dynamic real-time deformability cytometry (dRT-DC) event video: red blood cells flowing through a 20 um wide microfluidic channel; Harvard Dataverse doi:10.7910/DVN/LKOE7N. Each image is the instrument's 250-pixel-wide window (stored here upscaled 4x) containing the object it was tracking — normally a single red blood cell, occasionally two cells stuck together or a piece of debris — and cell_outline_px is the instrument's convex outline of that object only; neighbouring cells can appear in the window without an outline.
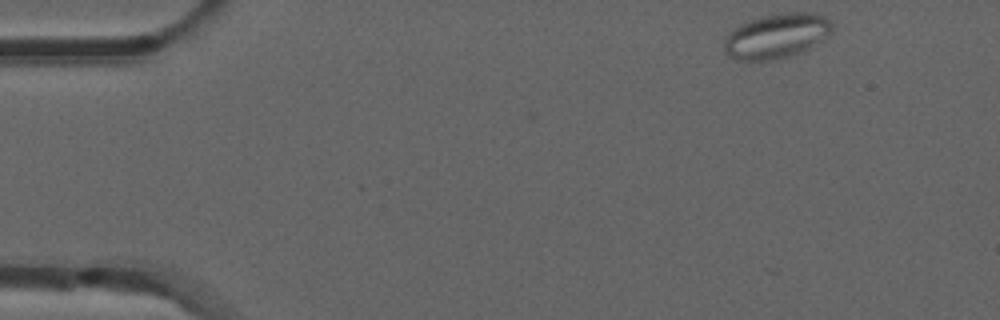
{"species": "common noctule bat (a hibernating species)", "species_latin": "Nyctalus noctula", "temperature_condition": "room temperature", "stored_images_in_passage": 2, "camera_frame_rate_fps": 3000, "um_per_image_px": 0.085, "animal": {"sex": "male", "forearm_length_mm": 52.5}, "frame": {"image": 1, "passage_image": 2, "time_ms": 0.333, "image_size_px": [1000, 320], "cell_outline_px": [[832, 28], [828, 36], [796, 56], [772, 60], [736, 60], [728, 56], [724, 52], [724, 40], [728, 32], [732, 28], [740, 24], [764, 16], [784, 12], [816, 12], [824, 16], [832, 24]], "centroid_in_image_um": [65.99, 3.07], "position_along_channel_um": 19.0, "area_um2": 28.5}}